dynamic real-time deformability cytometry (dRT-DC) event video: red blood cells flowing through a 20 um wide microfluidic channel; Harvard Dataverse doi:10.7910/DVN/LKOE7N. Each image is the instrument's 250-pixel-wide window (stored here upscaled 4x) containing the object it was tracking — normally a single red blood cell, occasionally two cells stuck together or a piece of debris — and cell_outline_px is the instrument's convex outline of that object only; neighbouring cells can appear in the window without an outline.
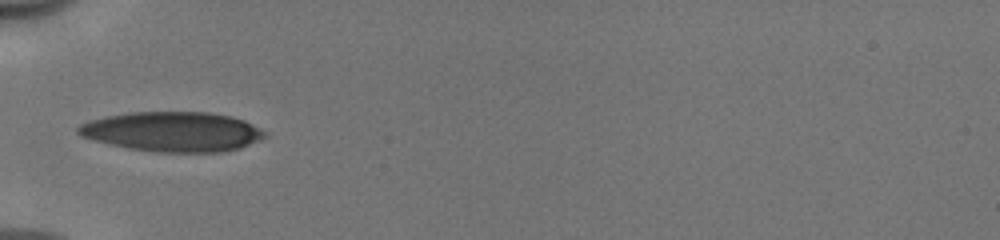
{"species": "human", "species_latin": "Homo sapiens", "temperature_condition": "cold", "stored_images_in_passage": 34, "camera_frame_rate_fps": 3000, "um_per_image_px": 0.085, "donor": {"sex": "male"}, "frame": {"image": 1, "passage_image": 1, "time_ms": 0.0, "image_size_px": [1000, 240], "cell_outline_px": [[268, 136], [260, 140], [240, 148], [220, 152], [160, 152], [128, 148], [80, 136], [76, 132], [76, 128], [80, 124], [92, 120], [108, 116], [128, 112], [208, 112], [232, 116], [244, 120], [268, 132]], "centroid_in_image_um": [14.72, 11.19], "position_along_channel_um": 70.3, "area_um2": 43.23}}
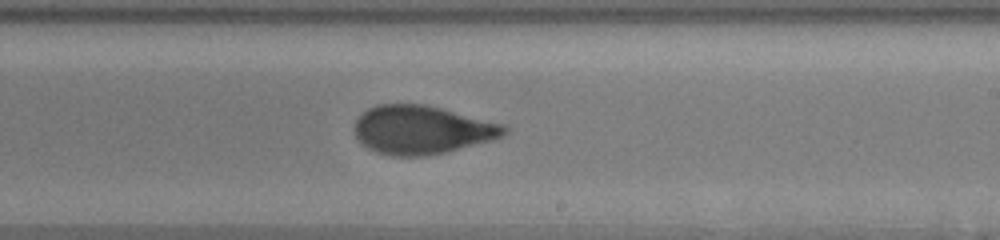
{"frame": {"image": 2, "passage_image": 15, "time_ms": 4.667, "image_size_px": [1000, 240], "cell_outline_px": [[508, 132], [504, 136], [492, 140], [444, 152], [424, 156], [392, 156], [376, 152], [368, 148], [356, 136], [356, 120], [368, 108], [376, 104], [424, 104], [504, 124], [508, 128]], "centroid_in_image_um": [35.88, 11.03], "position_along_channel_um": 253.1, "area_um2": 41.96}}
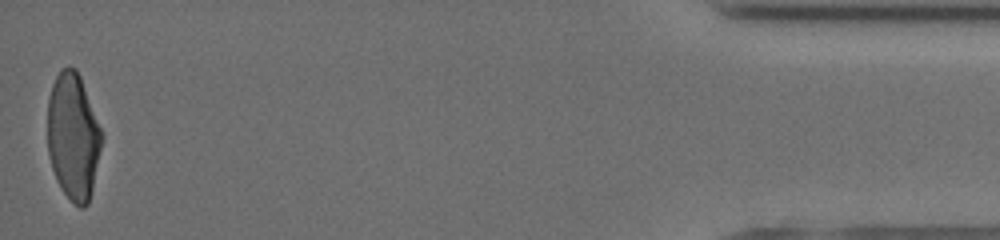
{"frame": {"image": 3, "passage_image": 34, "time_ms": 11.0, "image_size_px": [1000, 240], "cell_outline_px": [[104, 136], [92, 192], [88, 204], [84, 208], [80, 208], [60, 188], [56, 180], [52, 168], [48, 152], [48, 96], [52, 84], [60, 68], [68, 64], [76, 68], [80, 76]], "centroid_in_image_um": [6.23, 11.58], "position_along_channel_um": 429.0, "area_um2": 40.4}, "authors_computed_cell_mechanics": {"area_um2": 42.5697, "velocity_mm_per_s": 3.978, "shape_relaxation_time_tau1_ms": 4.6609, "shape_relaxation_time_tau2_ms": 0.9224, "deformation_change_tau1": 0.1773, "deformation_change_tau2": 0.0681}}